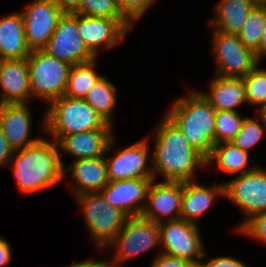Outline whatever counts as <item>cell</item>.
<instances>
[{"label":"cell","instance_id":"5bb4252c","mask_svg":"<svg viewBox=\"0 0 266 267\" xmlns=\"http://www.w3.org/2000/svg\"><path fill=\"white\" fill-rule=\"evenodd\" d=\"M153 180L147 192V202L141 216L145 219L161 223L164 220L180 219L183 195V182L164 181L155 183ZM174 212H178L173 216ZM167 219H162V218Z\"/></svg>","mask_w":266,"mask_h":267},{"label":"cell","instance_id":"d590c367","mask_svg":"<svg viewBox=\"0 0 266 267\" xmlns=\"http://www.w3.org/2000/svg\"><path fill=\"white\" fill-rule=\"evenodd\" d=\"M198 267H247L246 264H244L242 261L233 258V257H216L211 258L209 262H202L200 261Z\"/></svg>","mask_w":266,"mask_h":267},{"label":"cell","instance_id":"3957f363","mask_svg":"<svg viewBox=\"0 0 266 267\" xmlns=\"http://www.w3.org/2000/svg\"><path fill=\"white\" fill-rule=\"evenodd\" d=\"M216 110L197 92L177 99L167 117L181 130L188 143L207 158L215 145Z\"/></svg>","mask_w":266,"mask_h":267},{"label":"cell","instance_id":"7a4b0ae2","mask_svg":"<svg viewBox=\"0 0 266 267\" xmlns=\"http://www.w3.org/2000/svg\"><path fill=\"white\" fill-rule=\"evenodd\" d=\"M57 142L41 138L29 147L14 151L11 158L17 187L23 193H32L51 187L65 178Z\"/></svg>","mask_w":266,"mask_h":267},{"label":"cell","instance_id":"ab89813d","mask_svg":"<svg viewBox=\"0 0 266 267\" xmlns=\"http://www.w3.org/2000/svg\"><path fill=\"white\" fill-rule=\"evenodd\" d=\"M66 267H113V265L106 260L101 262V261H95V260H88V261H81L77 262L75 264L66 266Z\"/></svg>","mask_w":266,"mask_h":267},{"label":"cell","instance_id":"9a60e30c","mask_svg":"<svg viewBox=\"0 0 266 267\" xmlns=\"http://www.w3.org/2000/svg\"><path fill=\"white\" fill-rule=\"evenodd\" d=\"M149 151V144L145 139L119 150L115 157L109 159L105 156L109 182L154 178L153 168L146 169Z\"/></svg>","mask_w":266,"mask_h":267},{"label":"cell","instance_id":"e575fe53","mask_svg":"<svg viewBox=\"0 0 266 267\" xmlns=\"http://www.w3.org/2000/svg\"><path fill=\"white\" fill-rule=\"evenodd\" d=\"M151 267H195L190 262L159 253Z\"/></svg>","mask_w":266,"mask_h":267},{"label":"cell","instance_id":"d4e9b609","mask_svg":"<svg viewBox=\"0 0 266 267\" xmlns=\"http://www.w3.org/2000/svg\"><path fill=\"white\" fill-rule=\"evenodd\" d=\"M248 158V152L241 150L232 141L221 142L214 145L211 154L206 158V166L215 160L218 171L223 170L228 173H237L239 171V175H242L256 168V166L246 167L249 162Z\"/></svg>","mask_w":266,"mask_h":267},{"label":"cell","instance_id":"7bdbcfd3","mask_svg":"<svg viewBox=\"0 0 266 267\" xmlns=\"http://www.w3.org/2000/svg\"><path fill=\"white\" fill-rule=\"evenodd\" d=\"M259 114L262 116L263 120L266 123V105H264L260 110H259Z\"/></svg>","mask_w":266,"mask_h":267},{"label":"cell","instance_id":"ffe728a7","mask_svg":"<svg viewBox=\"0 0 266 267\" xmlns=\"http://www.w3.org/2000/svg\"><path fill=\"white\" fill-rule=\"evenodd\" d=\"M67 170L74 178V196L100 192L109 183L105 156L75 160Z\"/></svg>","mask_w":266,"mask_h":267},{"label":"cell","instance_id":"1f68e13d","mask_svg":"<svg viewBox=\"0 0 266 267\" xmlns=\"http://www.w3.org/2000/svg\"><path fill=\"white\" fill-rule=\"evenodd\" d=\"M78 14L100 18H124L116 0H81Z\"/></svg>","mask_w":266,"mask_h":267},{"label":"cell","instance_id":"44dd1931","mask_svg":"<svg viewBox=\"0 0 266 267\" xmlns=\"http://www.w3.org/2000/svg\"><path fill=\"white\" fill-rule=\"evenodd\" d=\"M210 92H199L216 111L237 112L236 107L247 102L243 78L215 75L210 83Z\"/></svg>","mask_w":266,"mask_h":267},{"label":"cell","instance_id":"d6986e66","mask_svg":"<svg viewBox=\"0 0 266 267\" xmlns=\"http://www.w3.org/2000/svg\"><path fill=\"white\" fill-rule=\"evenodd\" d=\"M29 109L27 103L0 104V128L14 151L29 147L41 139L28 140L32 123Z\"/></svg>","mask_w":266,"mask_h":267},{"label":"cell","instance_id":"5b68a950","mask_svg":"<svg viewBox=\"0 0 266 267\" xmlns=\"http://www.w3.org/2000/svg\"><path fill=\"white\" fill-rule=\"evenodd\" d=\"M31 96L51 103L64 96L71 65L43 50H32L27 57Z\"/></svg>","mask_w":266,"mask_h":267},{"label":"cell","instance_id":"f35d334b","mask_svg":"<svg viewBox=\"0 0 266 267\" xmlns=\"http://www.w3.org/2000/svg\"><path fill=\"white\" fill-rule=\"evenodd\" d=\"M12 259L11 245L0 237V267L7 265Z\"/></svg>","mask_w":266,"mask_h":267},{"label":"cell","instance_id":"8992f818","mask_svg":"<svg viewBox=\"0 0 266 267\" xmlns=\"http://www.w3.org/2000/svg\"><path fill=\"white\" fill-rule=\"evenodd\" d=\"M81 205L86 225L97 246L108 248V244L121 231L127 216L110 205L100 192L75 196Z\"/></svg>","mask_w":266,"mask_h":267},{"label":"cell","instance_id":"d6a6232c","mask_svg":"<svg viewBox=\"0 0 266 267\" xmlns=\"http://www.w3.org/2000/svg\"><path fill=\"white\" fill-rule=\"evenodd\" d=\"M154 2L155 0H116L121 15L131 25L146 13Z\"/></svg>","mask_w":266,"mask_h":267},{"label":"cell","instance_id":"30bf717a","mask_svg":"<svg viewBox=\"0 0 266 267\" xmlns=\"http://www.w3.org/2000/svg\"><path fill=\"white\" fill-rule=\"evenodd\" d=\"M213 31L217 76L242 78L259 64L256 54L242 44L238 34Z\"/></svg>","mask_w":266,"mask_h":267},{"label":"cell","instance_id":"83f0119b","mask_svg":"<svg viewBox=\"0 0 266 267\" xmlns=\"http://www.w3.org/2000/svg\"><path fill=\"white\" fill-rule=\"evenodd\" d=\"M266 19V7L254 6L248 13L244 26L238 33L242 44L252 50L255 54L260 48V39Z\"/></svg>","mask_w":266,"mask_h":267},{"label":"cell","instance_id":"74e56055","mask_svg":"<svg viewBox=\"0 0 266 267\" xmlns=\"http://www.w3.org/2000/svg\"><path fill=\"white\" fill-rule=\"evenodd\" d=\"M63 13H78L81 0H52Z\"/></svg>","mask_w":266,"mask_h":267},{"label":"cell","instance_id":"836d02e7","mask_svg":"<svg viewBox=\"0 0 266 267\" xmlns=\"http://www.w3.org/2000/svg\"><path fill=\"white\" fill-rule=\"evenodd\" d=\"M238 231L266 243V212L256 214L243 222Z\"/></svg>","mask_w":266,"mask_h":267},{"label":"cell","instance_id":"ac0fdd59","mask_svg":"<svg viewBox=\"0 0 266 267\" xmlns=\"http://www.w3.org/2000/svg\"><path fill=\"white\" fill-rule=\"evenodd\" d=\"M0 104L26 103L31 97L27 58L0 60Z\"/></svg>","mask_w":266,"mask_h":267},{"label":"cell","instance_id":"277c9868","mask_svg":"<svg viewBox=\"0 0 266 267\" xmlns=\"http://www.w3.org/2000/svg\"><path fill=\"white\" fill-rule=\"evenodd\" d=\"M44 116V132L53 136L55 142L73 133L112 129V125L85 100L65 95L52 101Z\"/></svg>","mask_w":266,"mask_h":267},{"label":"cell","instance_id":"4dcf8cb0","mask_svg":"<svg viewBox=\"0 0 266 267\" xmlns=\"http://www.w3.org/2000/svg\"><path fill=\"white\" fill-rule=\"evenodd\" d=\"M259 117L262 119L263 125L251 117H244L240 131L232 140L237 147L248 153L249 149L262 139L266 131V123L260 114Z\"/></svg>","mask_w":266,"mask_h":267},{"label":"cell","instance_id":"f1b7e54d","mask_svg":"<svg viewBox=\"0 0 266 267\" xmlns=\"http://www.w3.org/2000/svg\"><path fill=\"white\" fill-rule=\"evenodd\" d=\"M244 118L233 111H217L215 115V144L231 142L240 131Z\"/></svg>","mask_w":266,"mask_h":267},{"label":"cell","instance_id":"60d3db41","mask_svg":"<svg viewBox=\"0 0 266 267\" xmlns=\"http://www.w3.org/2000/svg\"><path fill=\"white\" fill-rule=\"evenodd\" d=\"M256 57L258 58L259 61H261L263 57H266V19L263 28V33L260 39V48L259 51L256 53Z\"/></svg>","mask_w":266,"mask_h":267},{"label":"cell","instance_id":"4fadbf2b","mask_svg":"<svg viewBox=\"0 0 266 267\" xmlns=\"http://www.w3.org/2000/svg\"><path fill=\"white\" fill-rule=\"evenodd\" d=\"M125 18H100L78 14V33L84 44L97 57L100 46L111 48L131 29Z\"/></svg>","mask_w":266,"mask_h":267},{"label":"cell","instance_id":"2e32d148","mask_svg":"<svg viewBox=\"0 0 266 267\" xmlns=\"http://www.w3.org/2000/svg\"><path fill=\"white\" fill-rule=\"evenodd\" d=\"M154 178H136L109 182L100 193L127 217L141 216L149 186Z\"/></svg>","mask_w":266,"mask_h":267},{"label":"cell","instance_id":"cb8c5ba5","mask_svg":"<svg viewBox=\"0 0 266 267\" xmlns=\"http://www.w3.org/2000/svg\"><path fill=\"white\" fill-rule=\"evenodd\" d=\"M254 6L248 0H220L216 16L211 20L214 30L227 34H238Z\"/></svg>","mask_w":266,"mask_h":267},{"label":"cell","instance_id":"7402d4cb","mask_svg":"<svg viewBox=\"0 0 266 267\" xmlns=\"http://www.w3.org/2000/svg\"><path fill=\"white\" fill-rule=\"evenodd\" d=\"M224 197V184L204 186L193 181L183 182L180 219L194 223L212 204L215 195Z\"/></svg>","mask_w":266,"mask_h":267},{"label":"cell","instance_id":"4316f807","mask_svg":"<svg viewBox=\"0 0 266 267\" xmlns=\"http://www.w3.org/2000/svg\"><path fill=\"white\" fill-rule=\"evenodd\" d=\"M96 58L71 67L65 96L71 98L84 99L87 92L93 87L102 75H98L94 70Z\"/></svg>","mask_w":266,"mask_h":267},{"label":"cell","instance_id":"f546056e","mask_svg":"<svg viewBox=\"0 0 266 267\" xmlns=\"http://www.w3.org/2000/svg\"><path fill=\"white\" fill-rule=\"evenodd\" d=\"M245 85L247 103L260 105L261 109L266 105V69L258 65L245 77H242Z\"/></svg>","mask_w":266,"mask_h":267},{"label":"cell","instance_id":"8fae6325","mask_svg":"<svg viewBox=\"0 0 266 267\" xmlns=\"http://www.w3.org/2000/svg\"><path fill=\"white\" fill-rule=\"evenodd\" d=\"M224 197L243 209L247 217L245 222L266 212V170L256 167L224 183Z\"/></svg>","mask_w":266,"mask_h":267},{"label":"cell","instance_id":"484cf974","mask_svg":"<svg viewBox=\"0 0 266 267\" xmlns=\"http://www.w3.org/2000/svg\"><path fill=\"white\" fill-rule=\"evenodd\" d=\"M116 89L117 88L107 79V77L103 75L87 92L83 99L111 125V115L117 101Z\"/></svg>","mask_w":266,"mask_h":267},{"label":"cell","instance_id":"52a82bcc","mask_svg":"<svg viewBox=\"0 0 266 267\" xmlns=\"http://www.w3.org/2000/svg\"><path fill=\"white\" fill-rule=\"evenodd\" d=\"M160 243L158 223L142 216L127 217L121 231L108 244L114 246L116 254L112 262L113 267L122 264L132 257L156 247Z\"/></svg>","mask_w":266,"mask_h":267},{"label":"cell","instance_id":"9c48e42d","mask_svg":"<svg viewBox=\"0 0 266 267\" xmlns=\"http://www.w3.org/2000/svg\"><path fill=\"white\" fill-rule=\"evenodd\" d=\"M42 50L71 66L96 58L78 33V13H63L54 33Z\"/></svg>","mask_w":266,"mask_h":267},{"label":"cell","instance_id":"8d00e7d4","mask_svg":"<svg viewBox=\"0 0 266 267\" xmlns=\"http://www.w3.org/2000/svg\"><path fill=\"white\" fill-rule=\"evenodd\" d=\"M14 150L10 147L8 140L0 128V166L11 161Z\"/></svg>","mask_w":266,"mask_h":267},{"label":"cell","instance_id":"b9f144b4","mask_svg":"<svg viewBox=\"0 0 266 267\" xmlns=\"http://www.w3.org/2000/svg\"><path fill=\"white\" fill-rule=\"evenodd\" d=\"M253 6L266 7V0H248Z\"/></svg>","mask_w":266,"mask_h":267},{"label":"cell","instance_id":"e0dca14e","mask_svg":"<svg viewBox=\"0 0 266 267\" xmlns=\"http://www.w3.org/2000/svg\"><path fill=\"white\" fill-rule=\"evenodd\" d=\"M112 129H96L63 136L58 142L64 154H70L75 160L95 158L107 155L114 143Z\"/></svg>","mask_w":266,"mask_h":267},{"label":"cell","instance_id":"603a6c76","mask_svg":"<svg viewBox=\"0 0 266 267\" xmlns=\"http://www.w3.org/2000/svg\"><path fill=\"white\" fill-rule=\"evenodd\" d=\"M31 50L27 46L23 17L20 12L0 19V60L25 59Z\"/></svg>","mask_w":266,"mask_h":267},{"label":"cell","instance_id":"6da1fadb","mask_svg":"<svg viewBox=\"0 0 266 267\" xmlns=\"http://www.w3.org/2000/svg\"><path fill=\"white\" fill-rule=\"evenodd\" d=\"M155 130V146L152 157L154 179L156 172L165 181H194L197 167H206V158L192 147L181 130L167 117Z\"/></svg>","mask_w":266,"mask_h":267},{"label":"cell","instance_id":"7c38bea8","mask_svg":"<svg viewBox=\"0 0 266 267\" xmlns=\"http://www.w3.org/2000/svg\"><path fill=\"white\" fill-rule=\"evenodd\" d=\"M21 11L27 46L32 50H42L54 33L61 9L52 0H35Z\"/></svg>","mask_w":266,"mask_h":267},{"label":"cell","instance_id":"ba28073f","mask_svg":"<svg viewBox=\"0 0 266 267\" xmlns=\"http://www.w3.org/2000/svg\"><path fill=\"white\" fill-rule=\"evenodd\" d=\"M158 226L160 244L163 248L161 254L184 259L195 267L199 266L200 259L207 256L203 249L198 225L177 219L163 221Z\"/></svg>","mask_w":266,"mask_h":267}]
</instances>
